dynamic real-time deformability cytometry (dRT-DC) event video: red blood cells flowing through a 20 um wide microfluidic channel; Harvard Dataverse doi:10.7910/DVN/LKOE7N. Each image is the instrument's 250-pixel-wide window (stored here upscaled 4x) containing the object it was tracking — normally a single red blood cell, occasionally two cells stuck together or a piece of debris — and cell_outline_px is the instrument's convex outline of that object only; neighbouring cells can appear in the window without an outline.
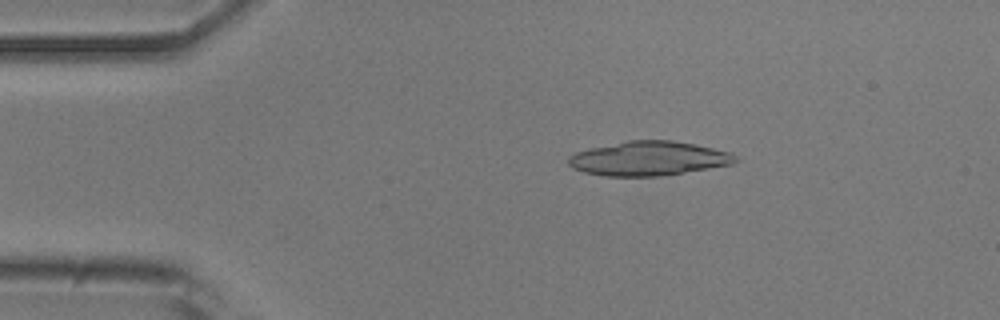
{"species": "common noctule bat (a hibernating species)", "species_latin": "Nyctalus noctula", "temperature_condition": "room temperature", "stored_images_in_passage": 50, "camera_frame_rate_fps": 3000, "um_per_image_px": 0.085, "animal": {"sex": "male", "body_mass_g": 20.5, "forearm_length_mm": 52.5}, "frame": {"image": 1, "passage_image": 8, "time_ms": 2.333, "image_size_px": [1000, 320], "cell_outline_px": [[740, 160], [732, 164], [684, 172], [656, 176], [604, 176], [584, 172], [572, 168], [568, 164], [568, 156], [576, 152], [592, 148], [628, 140], [672, 140], [696, 144], [728, 152], [736, 156]], "centroid_in_image_um": [55.12, 13.47], "position_along_channel_um": 29.9, "area_um2": 33.12}}